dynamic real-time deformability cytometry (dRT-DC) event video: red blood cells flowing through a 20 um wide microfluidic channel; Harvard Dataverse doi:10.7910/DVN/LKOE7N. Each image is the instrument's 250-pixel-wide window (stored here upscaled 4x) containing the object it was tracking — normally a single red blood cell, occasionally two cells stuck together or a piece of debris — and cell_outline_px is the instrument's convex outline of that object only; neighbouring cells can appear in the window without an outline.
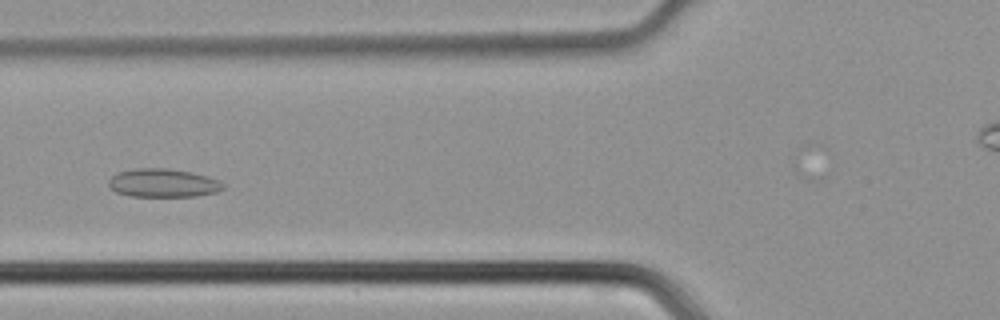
{"species": "common noctule bat (a hibernating species)", "species_latin": "Nyctalus noctula", "temperature_condition": "cold", "stored_images_in_passage": 40, "camera_frame_rate_fps": 3000, "um_per_image_px": 0.085, "animal": {"sex": "male", "body_mass_g": 21.5, "forearm_length_mm": 52.0}, "frame": {"image": 1, "passage_image": 16, "time_ms": 5.0, "image_size_px": [1000, 320], "cell_outline_px": [[224, 188], [216, 192], [196, 196], [132, 196], [116, 192], [108, 184], [108, 180], [116, 172], [136, 168], [168, 168], [192, 172], [208, 176], [220, 180], [224, 184]], "centroid_in_image_um": [13.87, 15.54], "position_along_channel_um": 111.9, "area_um2": 19.07}}
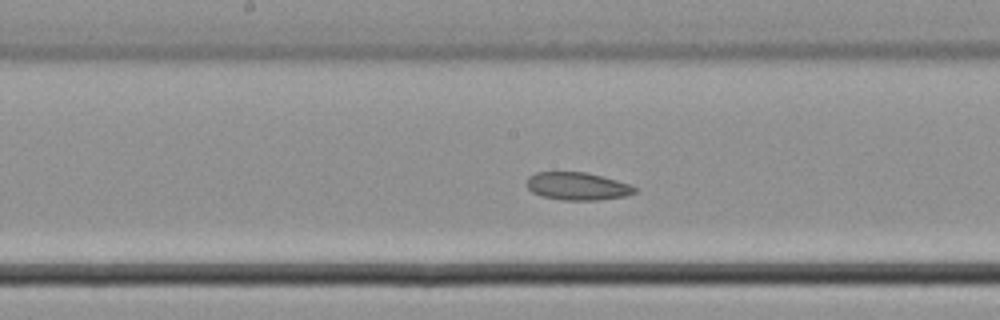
{"frame": {"image": 2, "passage_image": 22, "time_ms": 7.0, "image_size_px": [1000, 320], "cell_outline_px": [[636, 192], [628, 196], [600, 200], [564, 200], [540, 196], [532, 192], [524, 184], [528, 176], [536, 172], [584, 172], [632, 184], [636, 188]], "centroid_in_image_um": [49.06, 15.83], "position_along_channel_um": 199.1, "area_um2": 17.69}}
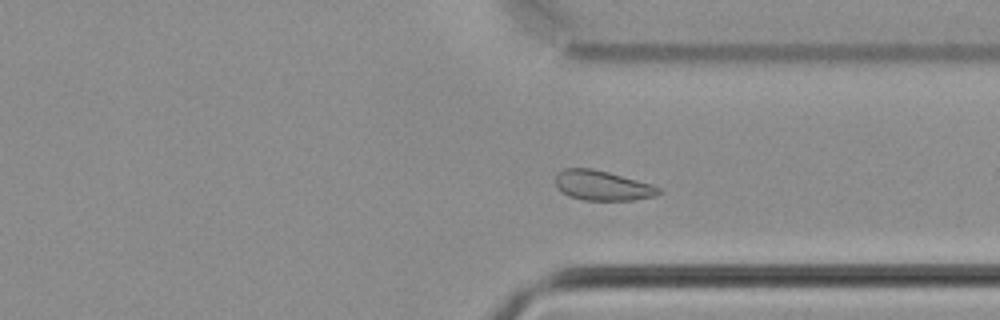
{"frame": {"image": 3, "passage_image": 33, "time_ms": 10.667, "image_size_px": [1000, 320], "cell_outline_px": [[664, 192], [656, 196], [632, 200], [584, 200], [568, 196], [556, 188], [556, 176], [564, 168], [592, 168], [608, 172], [652, 184], [660, 188]], "centroid_in_image_um": [51.22, 15.78], "position_along_channel_um": 360.2, "area_um2": 18.03}}